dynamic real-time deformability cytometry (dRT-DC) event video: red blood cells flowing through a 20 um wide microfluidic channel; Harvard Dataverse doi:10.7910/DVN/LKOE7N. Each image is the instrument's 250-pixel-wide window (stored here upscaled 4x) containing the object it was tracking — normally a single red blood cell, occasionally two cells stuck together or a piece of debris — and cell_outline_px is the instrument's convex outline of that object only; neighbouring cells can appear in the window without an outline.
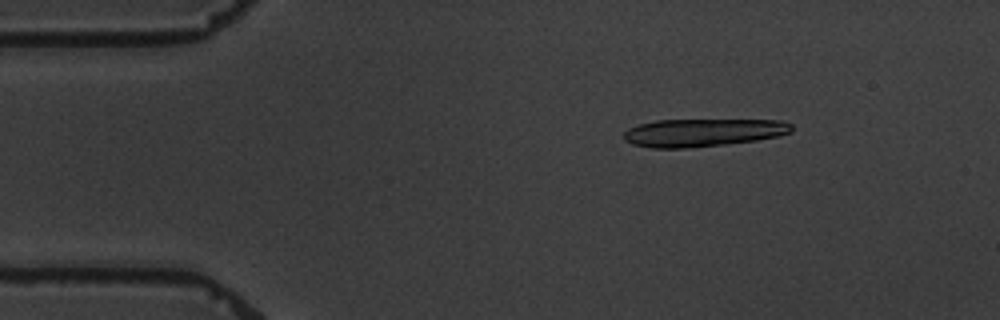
{"species": "common noctule bat (a hibernating species)", "species_latin": "Nyctalus noctula", "temperature_condition": "warm", "stored_images_in_passage": 15, "camera_frame_rate_fps": 3000, "um_per_image_px": 0.085, "animal": {"sex": "male", "body_mass_g": 19.5, "forearm_length_mm": 54.6}, "frame": {"image": 1, "passage_image": 3, "time_ms": 2.333, "image_size_px": [1000, 320], "cell_outline_px": [[792, 132], [780, 136], [756, 140], [724, 144], [688, 148], [652, 148], [632, 144], [624, 140], [624, 132], [628, 128], [640, 124], [656, 120], [780, 120], [792, 124]], "centroid_in_image_um": [59.75, 11.27], "position_along_channel_um": 25.3, "area_um2": 27.28}}
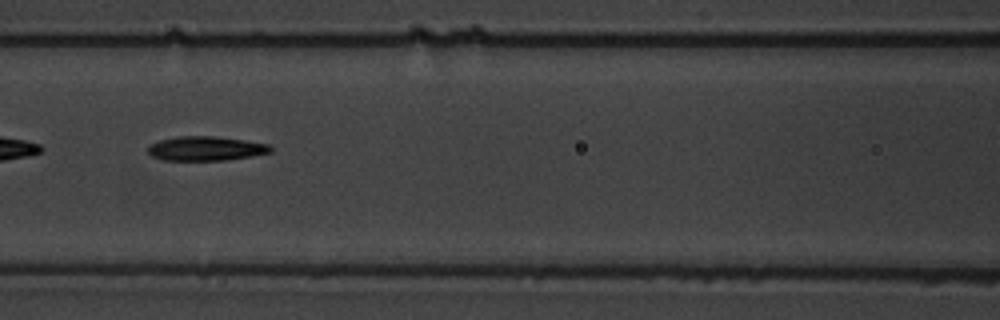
{"frame": {"image": 2, "passage_image": 7, "time_ms": 8.0, "image_size_px": [1000, 320], "cell_outline_px": [[272, 152], [252, 156], [228, 160], [164, 160], [152, 156], [148, 152], [148, 148], [152, 144], [160, 140], [176, 136], [216, 136], [244, 140], [268, 144], [272, 148]], "centroid_in_image_um": [17.52, 12.62], "position_along_channel_um": 149.1, "area_um2": 17.34}}
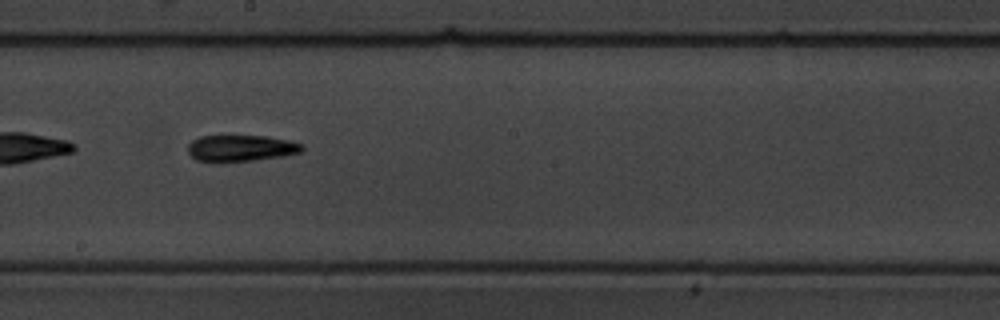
{"frame": {"image": 3, "passage_image": 9, "time_ms": 10.333, "image_size_px": [1000, 320], "cell_outline_px": [[304, 148], [300, 152], [284, 156], [252, 160], [216, 164], [196, 160], [188, 152], [188, 144], [192, 140], [200, 136], [268, 136], [288, 140], [304, 144]], "centroid_in_image_um": [20.44, 12.62], "position_along_channel_um": 227.8, "area_um2": 17.98}, "authors_computed_cell_mechanics": {"area_um2": 17.3978, "velocity_mm_per_s": 3.3835, "shape_relaxation_time_tau1_ms": 3.9346, "shape_relaxation_time_tau2_ms": 4.5169, "deformation_change_tau1": 0.1593, "deformation_change_tau2": 0.1485}}